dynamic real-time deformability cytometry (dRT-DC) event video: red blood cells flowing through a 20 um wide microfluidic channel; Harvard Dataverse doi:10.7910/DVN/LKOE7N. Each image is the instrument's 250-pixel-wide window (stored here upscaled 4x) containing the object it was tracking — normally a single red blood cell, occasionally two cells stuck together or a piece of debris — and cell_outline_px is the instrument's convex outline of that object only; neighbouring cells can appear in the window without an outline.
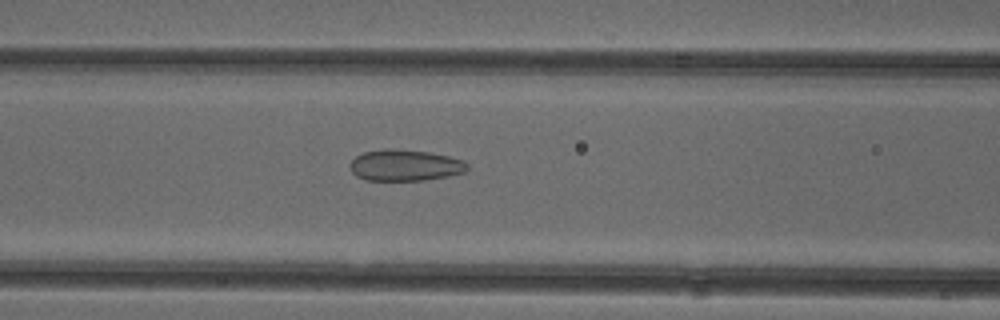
{"species": "common noctule bat (a hibernating species)", "species_latin": "Nyctalus noctula", "temperature_condition": "cold", "stored_images_in_passage": 52, "camera_frame_rate_fps": 3000, "um_per_image_px": 0.085, "animal": {"sex": "female"}, "frame": {"image": 1, "passage_image": 21, "time_ms": 6.667, "image_size_px": [1000, 320], "cell_outline_px": [[468, 168], [464, 172], [448, 176], [424, 180], [368, 180], [356, 176], [348, 168], [348, 164], [356, 156], [364, 152], [384, 148], [392, 148], [428, 152], [448, 156], [464, 160], [468, 164]], "centroid_in_image_um": [34.4, 14.04], "position_along_channel_um": 132.2, "area_um2": 21.5}}
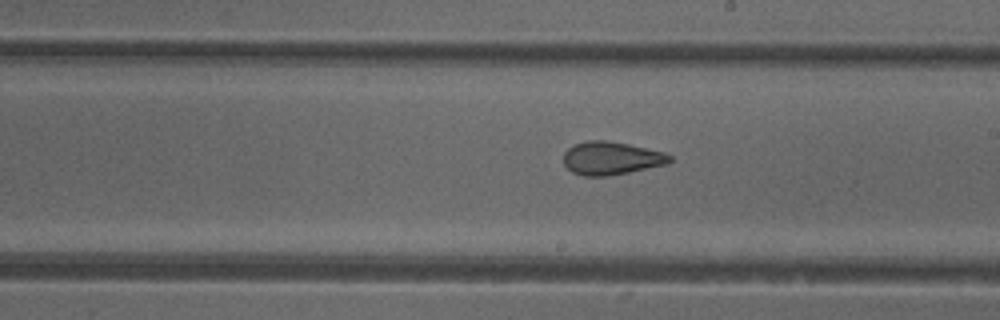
{"frame": {"image": 2, "passage_image": 29, "time_ms": 9.333, "image_size_px": [1000, 320], "cell_outline_px": [[672, 160], [668, 164], [608, 176], [584, 176], [572, 172], [564, 164], [564, 152], [568, 148], [576, 144], [588, 140], [608, 140], [628, 144], [664, 152], [672, 156]], "centroid_in_image_um": [51.96, 13.45], "position_along_channel_um": 237.0, "area_um2": 20.46}}
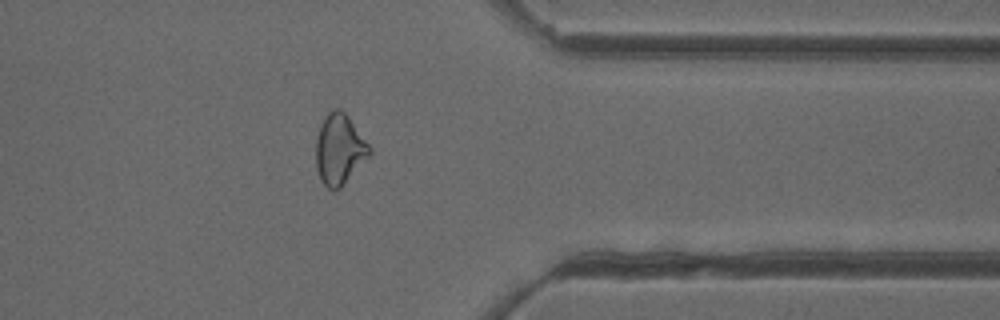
{"frame": {"image": 3, "passage_image": 41, "time_ms": 13.333, "image_size_px": [1000, 320], "cell_outline_px": [[372, 152], [340, 188], [328, 188], [320, 180], [316, 168], [316, 140], [320, 124], [324, 116], [332, 108], [340, 108], [348, 116], [372, 148]], "centroid_in_image_um": [28.83, 12.65], "position_along_channel_um": 382.6, "area_um2": 21.91}, "authors_computed_cell_mechanics": {"area_um2": 23.2067, "velocity_mm_per_s": 3.9328, "shape_relaxation_time_tau1_ms": null, "shape_relaxation_time_tau2_ms": 1.9022, "deformation_change_tau1": null, "deformation_change_tau2": 0.0894}}